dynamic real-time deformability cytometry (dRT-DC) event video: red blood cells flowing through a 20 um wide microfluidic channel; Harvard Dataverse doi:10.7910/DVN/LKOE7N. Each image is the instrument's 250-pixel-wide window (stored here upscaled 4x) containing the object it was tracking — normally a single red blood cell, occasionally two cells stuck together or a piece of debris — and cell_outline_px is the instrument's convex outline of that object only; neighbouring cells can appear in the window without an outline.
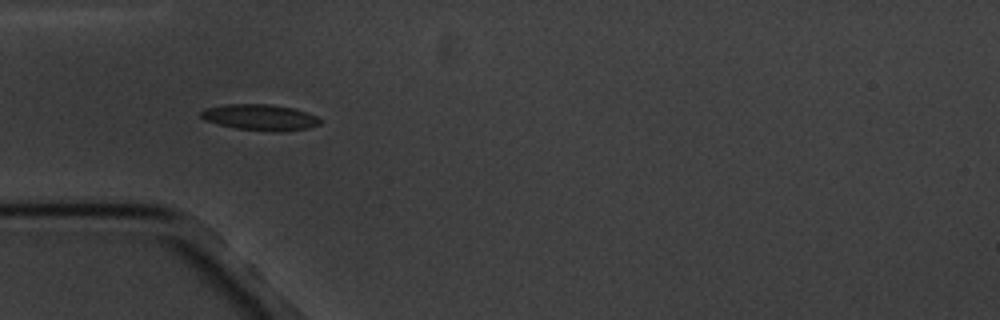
{"species": "common noctule bat (a hibernating species)", "species_latin": "Nyctalus noctula", "temperature_condition": "cold", "stored_images_in_passage": 4, "camera_frame_rate_fps": 3000, "um_per_image_px": 0.085, "animal": {"sex": "male", "body_mass_g": 20.1, "forearm_length_mm": 53.5}, "frame": {"image": 1, "passage_image": 3, "time_ms": 3.333, "image_size_px": [1000, 320], "cell_outline_px": [[320, 124], [308, 128], [280, 132], [276, 132], [236, 128], [204, 120], [200, 116], [200, 112], [204, 108], [224, 104], [268, 104], [292, 108], [308, 112], [316, 116], [320, 120]], "centroid_in_image_um": [22.09, 9.97], "position_along_channel_um": 62.9, "area_um2": 18.03}}
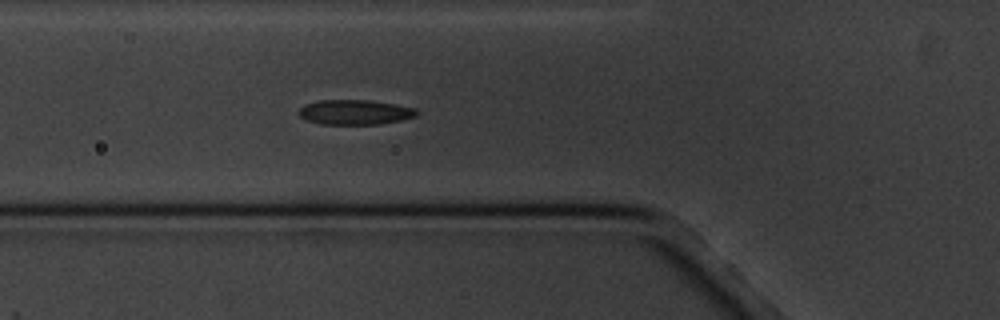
{"frame": {"image": 2, "passage_image": 4, "time_ms": 4.333, "image_size_px": [1000, 320], "cell_outline_px": [[420, 112], [416, 116], [400, 120], [380, 124], [320, 124], [308, 120], [300, 116], [300, 108], [304, 104], [320, 100], [372, 100], [396, 104], [416, 108]], "centroid_in_image_um": [30.21, 9.53], "position_along_channel_um": 95.6, "area_um2": 17.11}}